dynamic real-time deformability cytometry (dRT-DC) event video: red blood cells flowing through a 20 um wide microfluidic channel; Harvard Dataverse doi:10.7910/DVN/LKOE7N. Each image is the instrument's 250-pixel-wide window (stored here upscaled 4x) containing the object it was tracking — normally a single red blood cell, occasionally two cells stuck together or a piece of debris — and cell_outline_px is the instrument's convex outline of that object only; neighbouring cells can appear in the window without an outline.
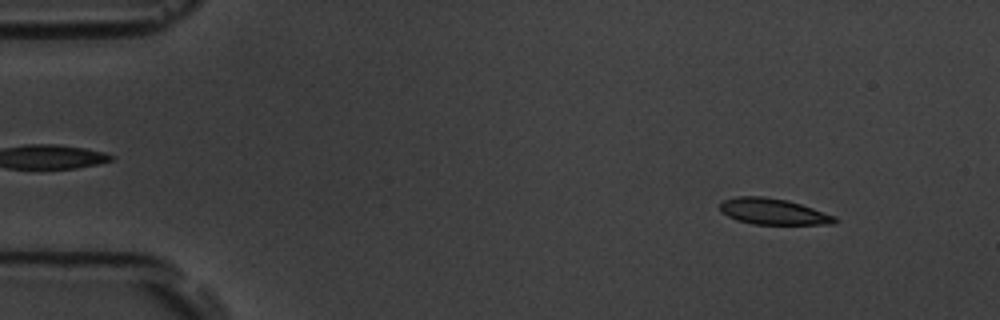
{"species": "common noctule bat (a hibernating species)", "species_latin": "Nyctalus noctula", "temperature_condition": "room temperature", "stored_images_in_passage": 53, "camera_frame_rate_fps": 3000, "um_per_image_px": 0.085, "animal": {"sex": "male", "body_mass_g": 19.5, "forearm_length_mm": 54.6}, "frame": {"image": 1, "passage_image": 5, "time_ms": 1.333, "image_size_px": [1000, 320], "cell_outline_px": [[840, 220], [836, 224], [752, 224], [736, 220], [720, 212], [720, 204], [724, 200], [736, 196], [764, 196], [788, 200], [836, 216]], "centroid_in_image_um": [65.73, 17.98], "position_along_channel_um": 19.3, "area_um2": 17.57}}
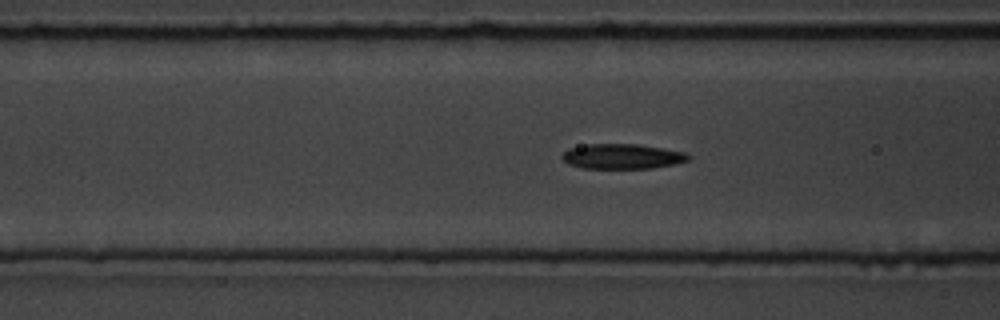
{"frame": {"image": 2, "passage_image": 20, "time_ms": 6.333, "image_size_px": [1000, 320], "cell_outline_px": [[692, 156], [688, 160], [676, 164], [652, 168], [584, 168], [568, 164], [560, 156], [568, 148], [588, 144], [640, 144], [688, 152]], "centroid_in_image_um": [52.94, 13.28], "position_along_channel_um": 113.7, "area_um2": 18.61}}
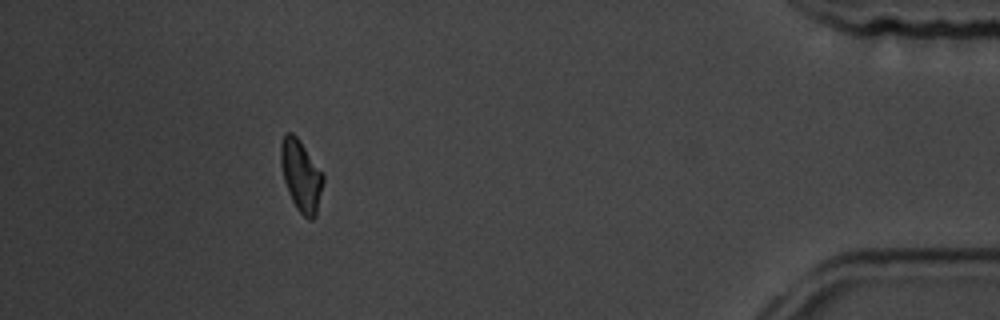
{"frame": {"image": 3, "passage_image": 48, "time_ms": 15.667, "image_size_px": [1000, 320], "cell_outline_px": [[324, 180], [316, 216], [312, 220], [308, 220], [296, 208], [292, 200], [284, 180], [280, 164], [280, 144], [284, 132], [292, 132], [300, 140], [324, 172]], "centroid_in_image_um": [25.6, 14.9], "position_along_channel_um": 409.6, "area_um2": 17.98}}